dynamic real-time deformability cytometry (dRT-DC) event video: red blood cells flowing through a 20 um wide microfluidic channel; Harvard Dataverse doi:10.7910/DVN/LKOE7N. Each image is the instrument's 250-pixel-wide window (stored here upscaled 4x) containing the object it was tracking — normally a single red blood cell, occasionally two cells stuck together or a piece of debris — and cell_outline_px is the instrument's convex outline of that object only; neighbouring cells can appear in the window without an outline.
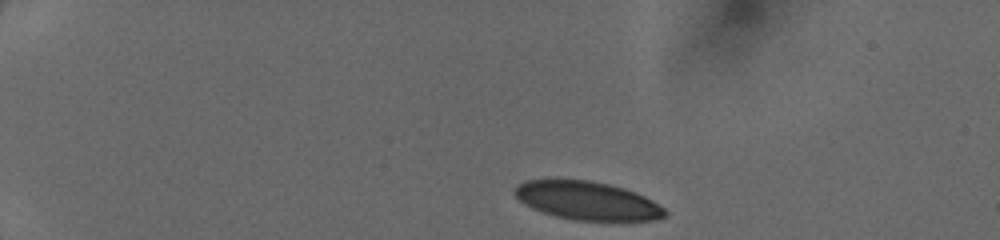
{"species": "human", "species_latin": "Homo sapiens", "temperature_condition": "cold", "stored_images_in_passage": 37, "camera_frame_rate_fps": 3000, "um_per_image_px": 0.085, "donor": {"sex": "female"}, "frame": {"image": 1, "passage_image": 1, "time_ms": 0.0, "image_size_px": [1000, 240], "cell_outline_px": [[668, 216], [652, 220], [576, 220], [556, 216], [532, 208], [524, 204], [512, 192], [512, 188], [516, 184], [524, 180], [588, 180], [608, 184], [624, 188], [636, 192], [652, 200], [664, 208], [668, 212]], "centroid_in_image_um": [49.9, 17.05], "position_along_channel_um": 35.1, "area_um2": 33.52}}
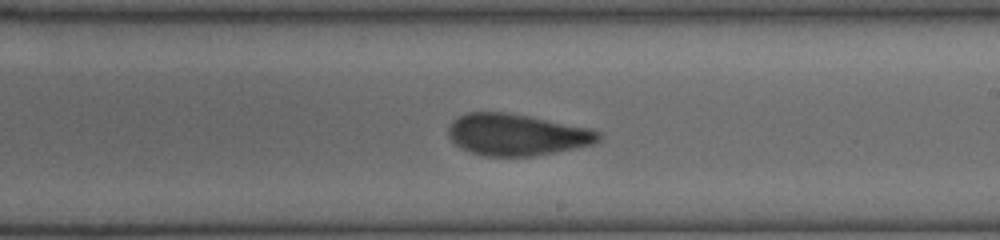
{"frame": {"image": 2, "passage_image": 22, "time_ms": 7.0, "image_size_px": [1000, 240], "cell_outline_px": [[604, 136], [600, 140], [592, 144], [576, 148], [556, 152], [532, 156], [484, 156], [460, 148], [448, 136], [448, 128], [452, 120], [468, 112], [504, 112], [528, 116], [592, 128], [600, 132]], "centroid_in_image_um": [43.95, 11.45], "position_along_channel_um": 245.0, "area_um2": 36.53}}
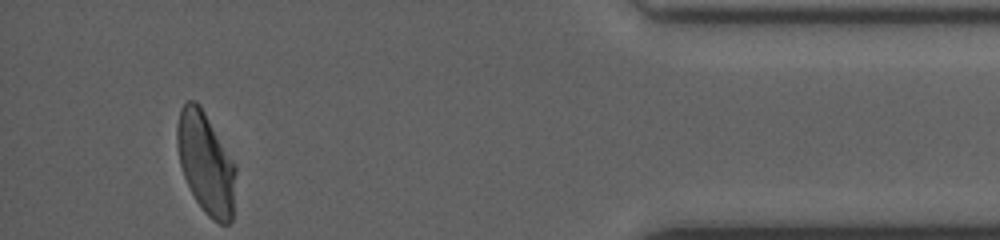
{"frame": {"image": 3, "passage_image": 37, "time_ms": 12.0, "image_size_px": [1000, 240], "cell_outline_px": [[236, 172], [232, 220], [228, 224], [220, 224], [212, 220], [204, 212], [196, 200], [184, 176], [180, 164], [176, 144], [176, 128], [180, 108], [188, 100], [196, 100], [200, 104], [236, 168]], "centroid_in_image_um": [17.47, 13.87], "position_along_channel_um": 417.7, "area_um2": 34.39}}